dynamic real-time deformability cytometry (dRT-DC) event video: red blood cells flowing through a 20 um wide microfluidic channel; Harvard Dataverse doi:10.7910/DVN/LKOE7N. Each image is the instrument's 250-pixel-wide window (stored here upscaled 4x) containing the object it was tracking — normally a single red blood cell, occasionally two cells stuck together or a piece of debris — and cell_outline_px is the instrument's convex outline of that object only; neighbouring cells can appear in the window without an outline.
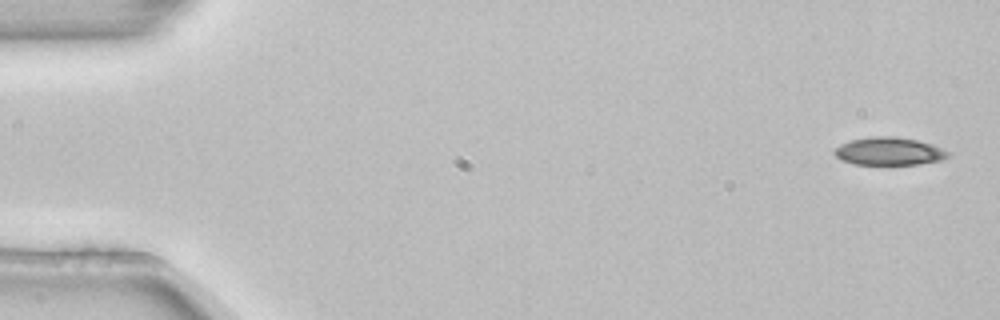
{"species": "common noctule bat (a hibernating species)", "species_latin": "Nyctalus noctula", "temperature_condition": "room temperature", "stored_images_in_passage": 5, "camera_frame_rate_fps": 3000, "um_per_image_px": 0.085, "animal": {"sex": "female", "body_mass_g": 22.7, "forearm_length_mm": 54.2}, "frame": {"image": 1, "passage_image": 1, "time_ms": 0.0, "image_size_px": [1000, 320], "cell_outline_px": [[952, 156], [940, 160], [920, 164], [856, 164], [840, 160], [832, 152], [840, 144], [852, 140], [872, 136], [892, 136], [916, 140], [932, 144], [948, 152]], "centroid_in_image_um": [75.56, 12.86], "position_along_channel_um": 9.4, "area_um2": 18.32}}
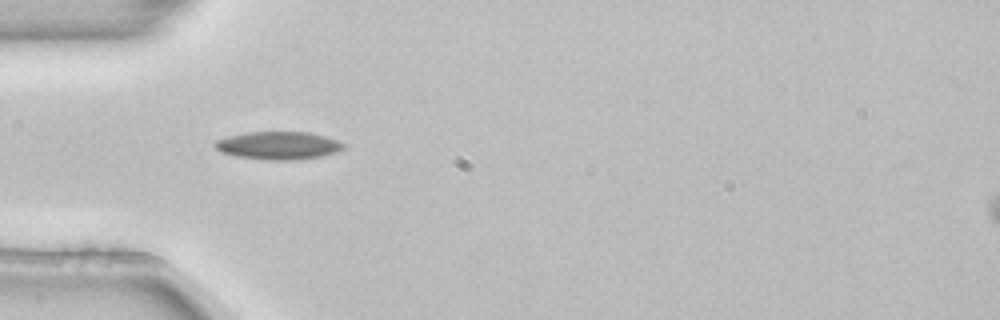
{"frame": {"image": 2, "passage_image": 4, "time_ms": 1.0, "image_size_px": [1000, 320], "cell_outline_px": [[344, 148], [336, 152], [324, 156], [296, 160], [268, 160], [236, 156], [220, 152], [212, 144], [216, 140], [228, 136], [248, 132], [308, 132], [324, 136], [336, 140], [344, 144]], "centroid_in_image_um": [23.64, 12.37], "position_along_channel_um": 61.4, "area_um2": 20.92}}